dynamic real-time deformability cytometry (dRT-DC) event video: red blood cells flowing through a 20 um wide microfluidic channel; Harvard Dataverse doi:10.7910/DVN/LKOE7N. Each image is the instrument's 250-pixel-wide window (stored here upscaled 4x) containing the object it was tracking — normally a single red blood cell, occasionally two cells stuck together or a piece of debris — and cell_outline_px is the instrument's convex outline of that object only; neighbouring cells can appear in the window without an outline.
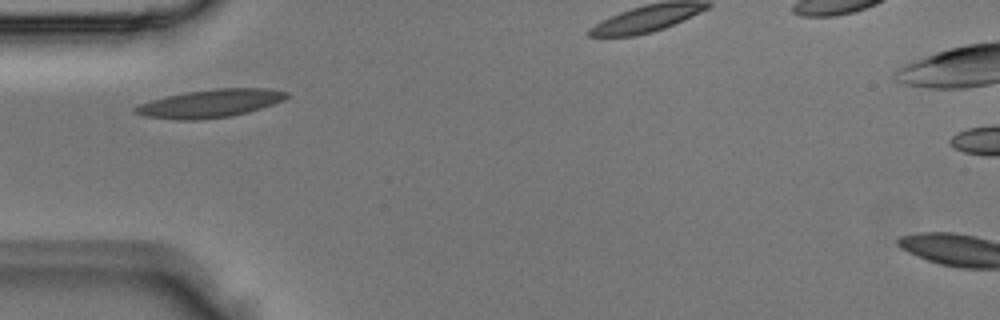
{"species": "Egyptian fruit bat (a non-hibernating species)", "species_latin": "Rousettus aegyptiacus", "temperature_condition": "room temperature", "stored_images_in_passage": 3, "segment_of_instrument_passage": [1, 2], "camera_frame_rate_fps": 3000, "um_per_image_px": 0.085, "animal": {"sex": "male"}, "frame": {"image": 1, "passage_image": 2, "time_ms": 0.333, "image_size_px": [1000, 320], "cell_outline_px": [[288, 96], [284, 100], [248, 112], [232, 116], [196, 120], [180, 120], [144, 116], [132, 112], [132, 108], [140, 104], [152, 100], [168, 96], [188, 92], [216, 88], [272, 88], [288, 92]], "centroid_in_image_um": [17.88, 8.79], "position_along_channel_um": 67.1, "area_um2": 24.62}}